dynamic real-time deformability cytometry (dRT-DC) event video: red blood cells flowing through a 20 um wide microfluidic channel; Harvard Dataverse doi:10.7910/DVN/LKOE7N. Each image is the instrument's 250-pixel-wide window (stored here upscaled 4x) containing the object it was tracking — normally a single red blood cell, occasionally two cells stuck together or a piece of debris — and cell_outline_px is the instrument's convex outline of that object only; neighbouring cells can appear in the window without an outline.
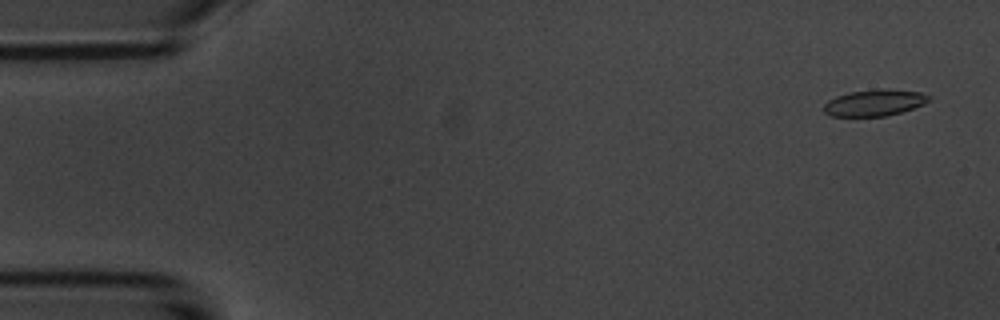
{"species": "common noctule bat (a hibernating species)", "species_latin": "Nyctalus noctula", "temperature_condition": "room temperature", "stored_images_in_passage": 5, "camera_frame_rate_fps": 3000, "um_per_image_px": 0.085, "animal": {"sex": "male", "body_mass_g": 20.1, "forearm_length_mm": 53.5}, "frame": {"image": 1, "passage_image": 1, "time_ms": 0.0, "image_size_px": [1000, 320], "cell_outline_px": [[928, 100], [924, 104], [900, 112], [884, 116], [832, 116], [824, 112], [824, 104], [828, 100], [836, 96], [848, 92], [884, 88], [920, 92], [928, 96]], "centroid_in_image_um": [74.29, 8.72], "position_along_channel_um": 10.7, "area_um2": 16.01}}